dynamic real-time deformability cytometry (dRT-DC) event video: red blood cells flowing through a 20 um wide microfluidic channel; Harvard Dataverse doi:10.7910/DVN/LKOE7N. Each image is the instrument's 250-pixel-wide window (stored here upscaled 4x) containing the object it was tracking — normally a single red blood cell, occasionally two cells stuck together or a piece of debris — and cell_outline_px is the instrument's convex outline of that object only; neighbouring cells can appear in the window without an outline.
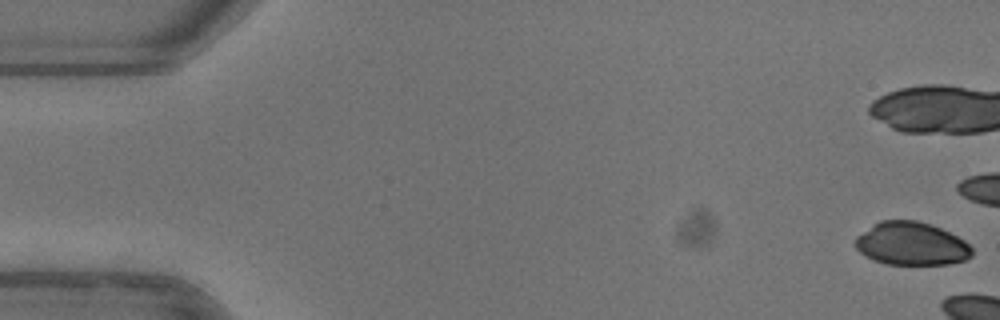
{"species": "common noctule bat (a hibernating species)", "species_latin": "Nyctalus noctula", "temperature_condition": "warm", "stored_images_in_passage": 7, "camera_frame_rate_fps": 3000, "um_per_image_px": 0.085, "animal": {"sex": "female"}, "frame": {"image": 1, "passage_image": 1, "time_ms": 0.0, "image_size_px": [1000, 320], "cell_outline_px": [[972, 256], [964, 260], [948, 264], [888, 264], [872, 260], [864, 256], [856, 248], [856, 236], [872, 224], [880, 220], [916, 220], [932, 224], [964, 240], [972, 248]], "centroid_in_image_um": [77.44, 20.71], "position_along_channel_um": 7.6, "area_um2": 29.36}}